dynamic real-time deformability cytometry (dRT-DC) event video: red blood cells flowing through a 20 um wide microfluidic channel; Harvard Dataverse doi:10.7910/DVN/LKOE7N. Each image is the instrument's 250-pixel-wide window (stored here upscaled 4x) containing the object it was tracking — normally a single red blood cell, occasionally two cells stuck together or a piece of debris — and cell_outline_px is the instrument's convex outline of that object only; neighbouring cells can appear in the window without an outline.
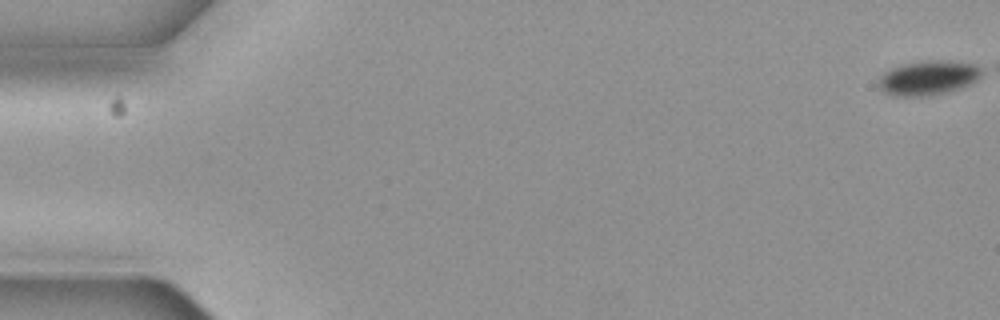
{"species": "common noctule bat (a hibernating species)", "species_latin": "Nyctalus noctula", "temperature_condition": "cold", "stored_images_in_passage": 17, "camera_frame_rate_fps": 3000, "um_per_image_px": 0.085, "animal": {"sex": "female", "body_mass_g": 19.3, "forearm_length_mm": 54.1}, "frame": {"image": 1, "passage_image": 1, "time_ms": 0.0, "image_size_px": [1000, 320], "cell_outline_px": [[980, 76], [976, 80], [968, 84], [944, 92], [912, 96], [892, 96], [884, 92], [880, 88], [876, 80], [884, 72], [892, 68], [904, 64], [928, 60], [972, 64], [980, 68]], "centroid_in_image_um": [78.79, 6.62], "position_along_channel_um": 6.2, "area_um2": 19.88}}
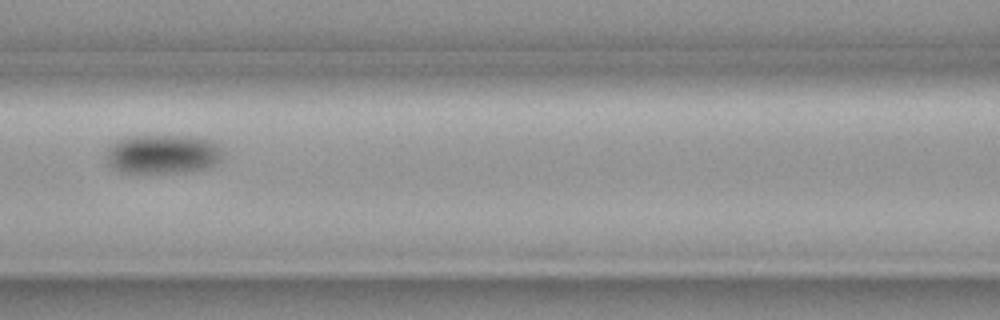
{"frame": {"image": 2, "passage_image": 9, "time_ms": 2.667, "image_size_px": [1000, 320], "cell_outline_px": [[224, 152], [220, 160], [204, 168], [184, 172], [120, 172], [112, 168], [108, 164], [104, 156], [108, 144], [124, 136], [196, 136], [212, 140], [220, 144]], "centroid_in_image_um": [13.79, 13.07], "position_along_channel_um": 152.8, "area_um2": 27.11}}
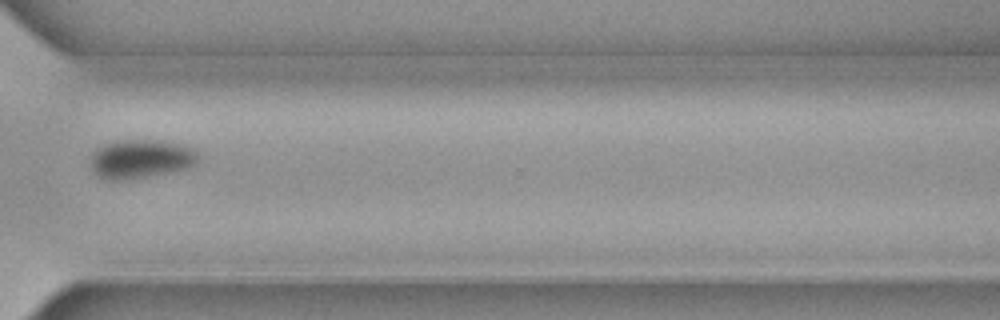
{"frame": {"image": 3, "passage_image": 14, "time_ms": 4.333, "image_size_px": [1000, 320], "cell_outline_px": [[200, 156], [196, 164], [188, 168], [172, 172], [128, 180], [108, 180], [92, 172], [92, 152], [96, 148], [104, 144], [116, 140], [160, 140], [184, 144], [192, 148]], "centroid_in_image_um": [11.99, 13.5], "position_along_channel_um": 358.6, "area_um2": 24.74}}